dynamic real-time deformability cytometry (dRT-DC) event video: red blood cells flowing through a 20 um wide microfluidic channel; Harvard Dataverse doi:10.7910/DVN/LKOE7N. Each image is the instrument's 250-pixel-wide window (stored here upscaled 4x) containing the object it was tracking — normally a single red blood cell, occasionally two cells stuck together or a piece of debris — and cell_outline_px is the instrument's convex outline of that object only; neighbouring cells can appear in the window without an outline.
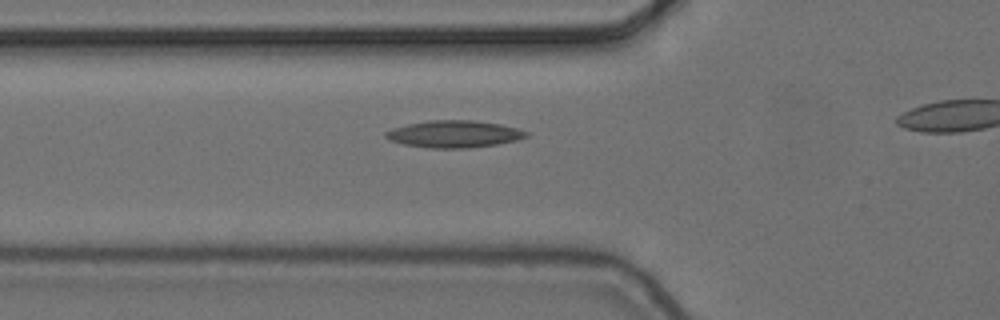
{"species": "common noctule bat (a hibernating species)", "species_latin": "Nyctalus noctula", "temperature_condition": "cold", "stored_images_in_passage": 5, "segment_of_instrument_passage": [1, 2], "camera_frame_rate_fps": 3000, "um_per_image_px": 0.085, "animal": {"sex": "female", "body_mass_g": 24.6, "forearm_length_mm": 56.2}, "frame": {"image": 1, "passage_image": 4, "time_ms": 1.0, "image_size_px": [1000, 320], "cell_outline_px": [[528, 136], [516, 140], [496, 144], [468, 148], [428, 148], [404, 144], [392, 140], [384, 136], [384, 132], [392, 128], [408, 124], [428, 120], [472, 120], [500, 124], [516, 128], [528, 132]], "centroid_in_image_um": [38.58, 11.39], "position_along_channel_um": 87.2, "area_um2": 22.02}}